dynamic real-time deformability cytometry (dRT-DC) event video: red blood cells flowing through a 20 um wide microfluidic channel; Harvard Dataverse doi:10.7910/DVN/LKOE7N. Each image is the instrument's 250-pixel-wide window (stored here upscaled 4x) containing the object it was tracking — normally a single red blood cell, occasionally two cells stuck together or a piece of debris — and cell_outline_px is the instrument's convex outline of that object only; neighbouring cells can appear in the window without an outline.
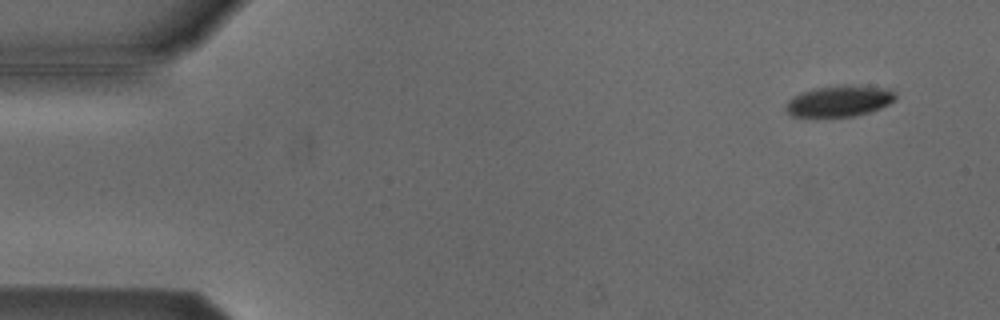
{"species": "Egyptian fruit bat (a non-hibernating species)", "species_latin": "Rousettus aegyptiacus", "temperature_condition": "cold", "stored_images_in_passage": 6, "camera_frame_rate_fps": 3000, "um_per_image_px": 0.085, "animal": {"sex": "male"}, "frame": {"image": 1, "passage_image": 1, "time_ms": 0.0, "image_size_px": [1000, 320], "cell_outline_px": [[896, 100], [880, 108], [868, 112], [852, 116], [792, 116], [784, 108], [788, 100], [792, 96], [816, 88], [844, 84], [892, 88], [896, 92]], "centroid_in_image_um": [71.39, 8.56], "position_along_channel_um": 13.6, "area_um2": 19.88}}
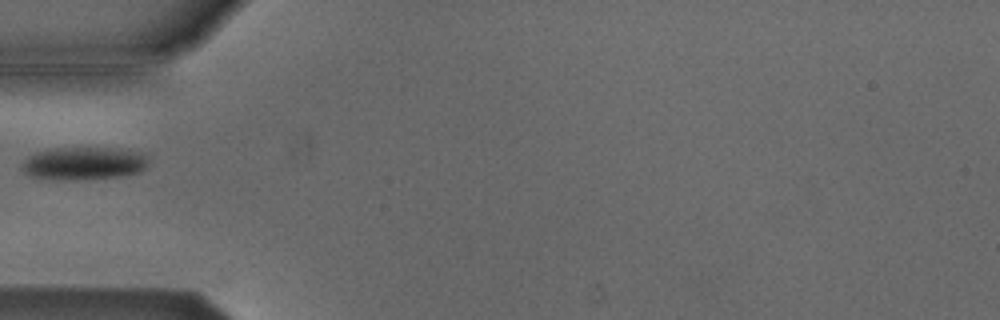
{"frame": {"image": 2, "passage_image": 5, "time_ms": 1.333, "image_size_px": [1000, 320], "cell_outline_px": [[148, 164], [140, 172], [124, 176], [72, 180], [52, 180], [28, 176], [20, 168], [20, 164], [28, 156], [36, 152], [48, 148], [120, 148], [148, 152]], "centroid_in_image_um": [7.13, 13.88], "position_along_channel_um": 77.9, "area_um2": 25.03}}